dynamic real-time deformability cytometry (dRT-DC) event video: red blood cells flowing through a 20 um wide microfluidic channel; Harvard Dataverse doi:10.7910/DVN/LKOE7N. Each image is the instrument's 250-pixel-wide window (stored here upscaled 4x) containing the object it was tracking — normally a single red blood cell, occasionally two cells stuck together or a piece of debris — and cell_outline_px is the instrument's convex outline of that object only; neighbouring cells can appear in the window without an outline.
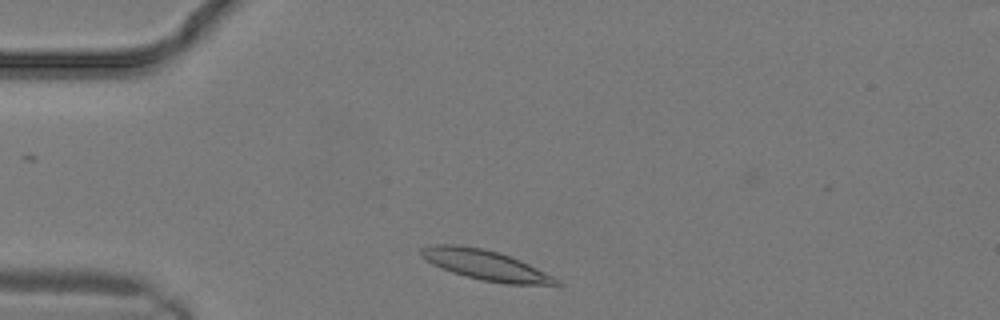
{"species": "common noctule bat (a hibernating species)", "species_latin": "Nyctalus noctula", "temperature_condition": "warm", "stored_images_in_passage": 9, "camera_frame_rate_fps": 3000, "um_per_image_px": 0.085, "animal": {"sex": "male", "body_mass_g": 19.2, "forearm_length_mm": 51.8}, "frame": {"image": 1, "passage_image": 1, "time_ms": 0.0, "image_size_px": [1000, 320], "cell_outline_px": [[564, 284], [508, 284], [484, 280], [452, 272], [432, 264], [420, 256], [420, 248], [432, 244], [456, 244], [484, 248], [500, 252], [520, 260], [560, 280]], "centroid_in_image_um": [41.21, 22.5], "position_along_channel_um": 43.8, "area_um2": 23.41}}
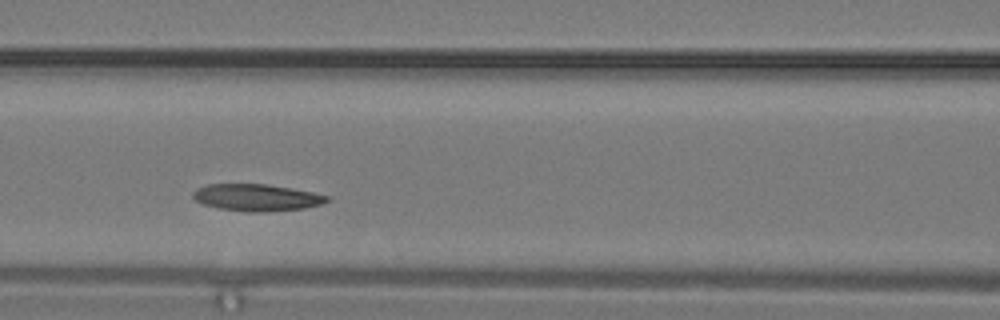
{"frame": {"image": 2, "passage_image": 6, "time_ms": 1.667, "image_size_px": [1000, 320], "cell_outline_px": [[332, 200], [320, 204], [304, 208], [264, 212], [248, 212], [220, 208], [204, 204], [196, 200], [192, 196], [192, 192], [196, 188], [208, 184], [264, 184], [312, 192], [332, 196]], "centroid_in_image_um": [21.83, 16.79], "position_along_channel_um": 144.8, "area_um2": 20.92}}
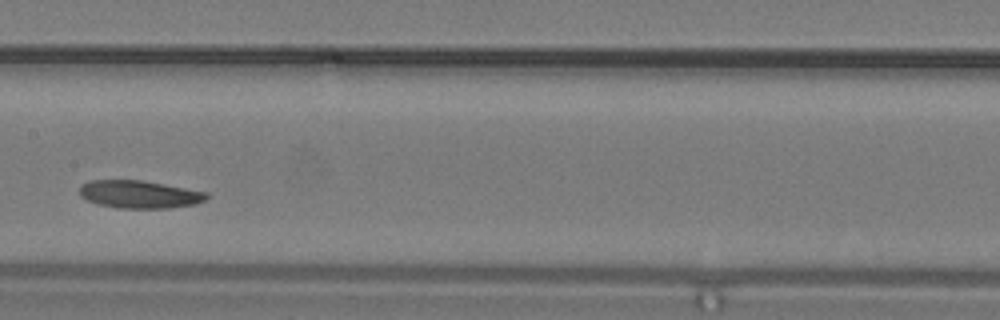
{"frame": {"image": 3, "passage_image": 8, "time_ms": 2.333, "image_size_px": [1000, 320], "cell_outline_px": [[208, 196], [204, 200], [196, 204], [168, 208], [120, 208], [100, 204], [88, 200], [80, 196], [80, 184], [88, 180], [140, 180], [208, 192]], "centroid_in_image_um": [11.83, 16.51], "position_along_channel_um": 195.6, "area_um2": 20.4}}